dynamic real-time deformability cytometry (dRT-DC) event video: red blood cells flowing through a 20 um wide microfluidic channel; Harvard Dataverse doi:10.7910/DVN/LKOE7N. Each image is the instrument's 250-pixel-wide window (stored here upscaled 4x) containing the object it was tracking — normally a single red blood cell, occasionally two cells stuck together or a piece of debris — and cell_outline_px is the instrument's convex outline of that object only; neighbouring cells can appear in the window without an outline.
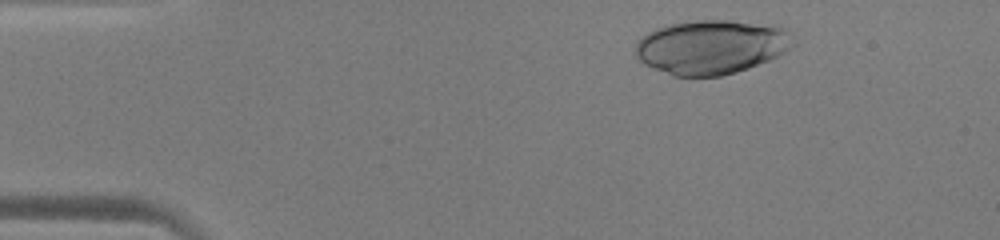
{"species": "human", "species_latin": "Homo sapiens", "temperature_condition": "warm", "stored_images_in_passage": 39, "camera_frame_rate_fps": 3000, "um_per_image_px": 0.085, "donor": {"sex": "male"}, "frame": {"image": 1, "passage_image": 4, "time_ms": 1.0, "image_size_px": [1000, 240], "cell_outline_px": [[796, 44], [784, 52], [768, 60], [748, 68], [736, 72], [720, 76], [672, 76], [644, 64], [636, 56], [636, 40], [640, 36], [656, 28], [668, 24], [696, 20], [728, 20], [776, 24], [788, 28]], "centroid_in_image_um": [60.49, 3.97], "position_along_channel_um": 24.5, "area_um2": 50.4}}
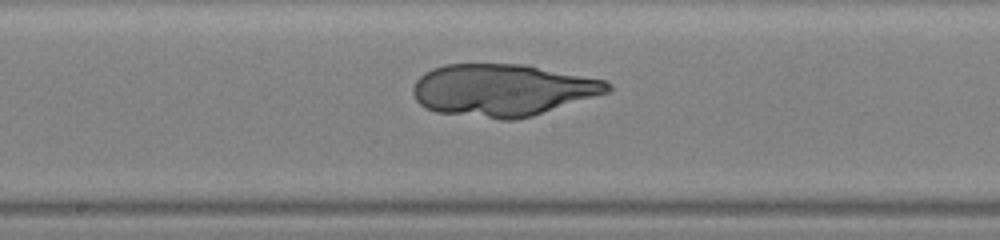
{"frame": {"image": 2, "passage_image": 24, "time_ms": 7.667, "image_size_px": [1000, 240], "cell_outline_px": [[612, 88], [608, 92], [532, 116], [512, 120], [500, 120], [436, 112], [424, 108], [416, 100], [412, 92], [412, 88], [416, 80], [424, 72], [432, 68], [444, 64], [528, 64], [604, 80], [612, 84]], "centroid_in_image_um": [42.68, 7.65], "position_along_channel_um": 205.5, "area_um2": 59.42}}
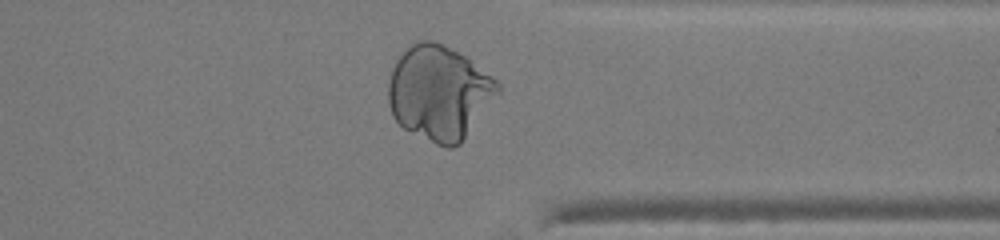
{"frame": {"image": 3, "passage_image": 37, "time_ms": 12.0, "image_size_px": [1000, 240], "cell_outline_px": [[500, 92], [460, 144], [452, 148], [444, 148], [404, 128], [392, 116], [388, 104], [388, 84], [392, 68], [396, 60], [412, 44], [420, 40], [436, 40], [444, 44], [464, 56], [492, 76], [500, 84]], "centroid_in_image_um": [37.32, 7.88], "position_along_channel_um": 374.1, "area_um2": 60.0}}